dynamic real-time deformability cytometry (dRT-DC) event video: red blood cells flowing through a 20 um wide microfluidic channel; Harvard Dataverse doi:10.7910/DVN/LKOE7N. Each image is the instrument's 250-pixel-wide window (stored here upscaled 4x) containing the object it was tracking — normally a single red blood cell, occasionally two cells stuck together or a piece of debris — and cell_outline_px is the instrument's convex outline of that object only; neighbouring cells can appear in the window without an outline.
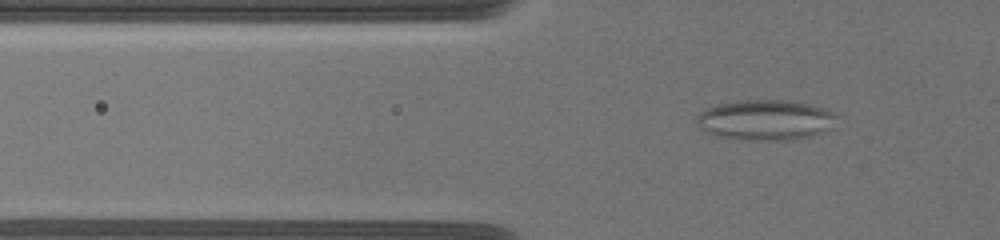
{"species": "common noctule bat (a hibernating species)", "species_latin": "Nyctalus noctula", "temperature_condition": "warm", "stored_images_in_passage": 59, "segment_of_instrument_passage": [1, 2], "camera_frame_rate_fps": 3000, "um_per_image_px": 0.085, "animal": {"sex": "female", "body_mass_g": 19.5, "forearm_length_mm": 54.1}, "frame": {"image": 1, "passage_image": 22, "time_ms": 7.0, "image_size_px": [1000, 240], "cell_outline_px": [[836, 128], [808, 136], [784, 140], [744, 140], [720, 136], [708, 132], [700, 128], [696, 124], [696, 116], [700, 112], [716, 104], [744, 100], [788, 100], [808, 104], [836, 112]], "centroid_in_image_um": [65.09, 10.19], "position_along_channel_um": 60.7, "area_um2": 33.0}}
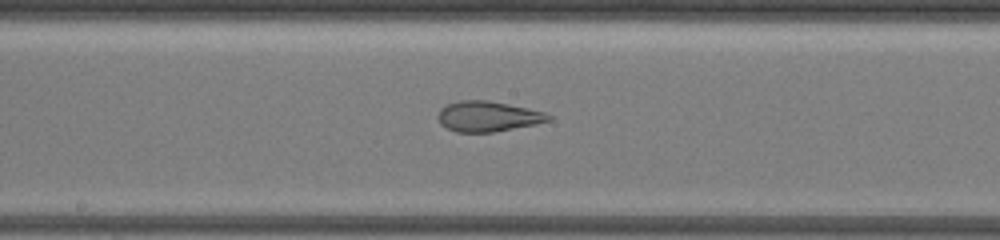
{"frame": {"image": 2, "passage_image": 35, "time_ms": 11.333, "image_size_px": [1000, 240], "cell_outline_px": [[552, 120], [536, 124], [492, 132], [456, 132], [440, 124], [436, 116], [440, 108], [444, 104], [460, 100], [488, 100], [544, 112], [552, 116]], "centroid_in_image_um": [41.42, 9.89], "position_along_channel_um": 206.8, "area_um2": 19.59}}
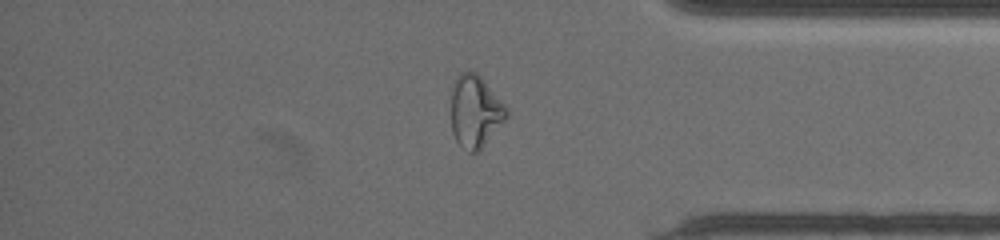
{"frame": {"image": 3, "passage_image": 50, "time_ms": 16.667, "image_size_px": [1000, 240], "cell_outline_px": [[508, 116], [480, 152], [468, 152], [456, 140], [452, 132], [452, 88], [456, 76], [460, 72], [476, 72], [480, 76], [508, 108]], "centroid_in_image_um": [40.41, 9.49], "position_along_channel_um": 394.8, "area_um2": 23.29}}